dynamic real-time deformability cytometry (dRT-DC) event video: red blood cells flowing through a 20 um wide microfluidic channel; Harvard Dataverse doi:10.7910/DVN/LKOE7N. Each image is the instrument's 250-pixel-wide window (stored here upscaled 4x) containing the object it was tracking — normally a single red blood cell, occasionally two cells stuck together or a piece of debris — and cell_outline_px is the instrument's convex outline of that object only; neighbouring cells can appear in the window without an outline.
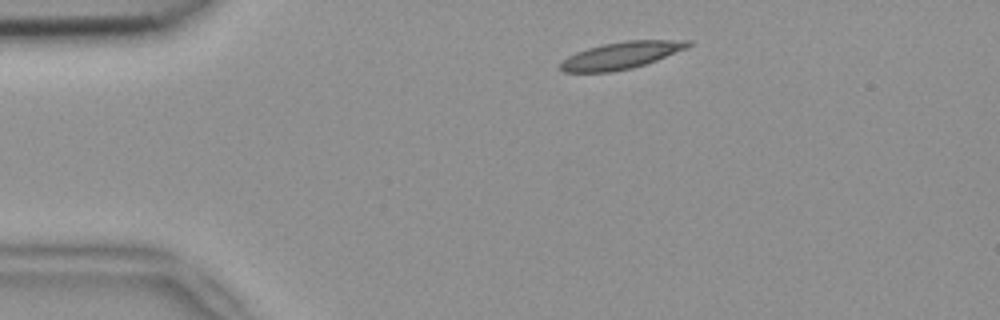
{"species": "common noctule bat (a hibernating species)", "species_latin": "Nyctalus noctula", "temperature_condition": "room temperature", "stored_images_in_passage": 44, "camera_frame_rate_fps": 3000, "um_per_image_px": 0.085, "animal": {"sex": "female", "body_mass_g": 18.4}, "frame": {"image": 1, "passage_image": 1, "time_ms": 0.0, "image_size_px": [1000, 320], "cell_outline_px": [[692, 44], [688, 48], [656, 60], [632, 68], [612, 72], [564, 72], [560, 68], [560, 60], [576, 52], [588, 48], [604, 44], [628, 40], [692, 40]], "centroid_in_image_um": [52.8, 4.7], "position_along_channel_um": 32.2, "area_um2": 20.11}}
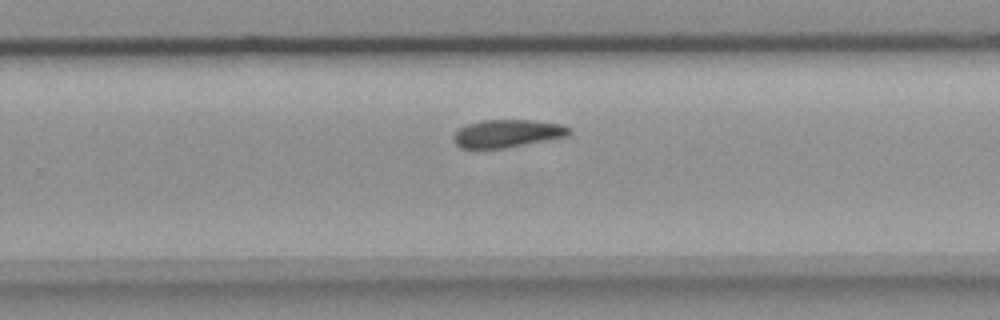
{"frame": {"image": 2, "passage_image": 25, "time_ms": 8.0, "image_size_px": [1000, 320], "cell_outline_px": [[572, 132], [568, 136], [504, 148], [460, 148], [452, 140], [452, 136], [460, 128], [468, 124], [480, 120], [532, 120], [560, 124], [572, 128]], "centroid_in_image_um": [43.12, 11.34], "position_along_channel_um": 286.7, "area_um2": 18.73}}
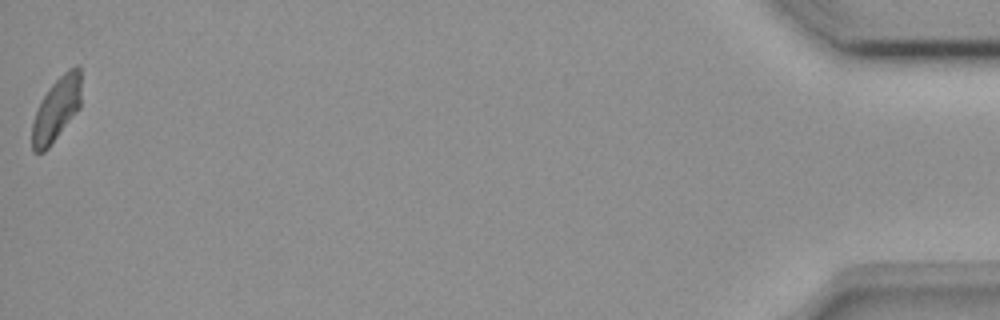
{"frame": {"image": 3, "passage_image": 44, "time_ms": 14.333, "image_size_px": [1000, 320], "cell_outline_px": [[80, 108], [48, 148], [44, 152], [32, 152], [32, 124], [36, 112], [48, 88], [68, 68], [76, 64], [80, 64]], "centroid_in_image_um": [4.81, 9.27], "position_along_channel_um": 430.4, "area_um2": 18.09}, "authors_computed_cell_mechanics": {"area_um2": 19.4497, "velocity_mm_per_s": 3.783, "shape_relaxation_time_tau1_ms": 6.9111, "shape_relaxation_time_tau2_ms": null, "deformation_change_tau1": 0.1555, "deformation_change_tau2": null}}